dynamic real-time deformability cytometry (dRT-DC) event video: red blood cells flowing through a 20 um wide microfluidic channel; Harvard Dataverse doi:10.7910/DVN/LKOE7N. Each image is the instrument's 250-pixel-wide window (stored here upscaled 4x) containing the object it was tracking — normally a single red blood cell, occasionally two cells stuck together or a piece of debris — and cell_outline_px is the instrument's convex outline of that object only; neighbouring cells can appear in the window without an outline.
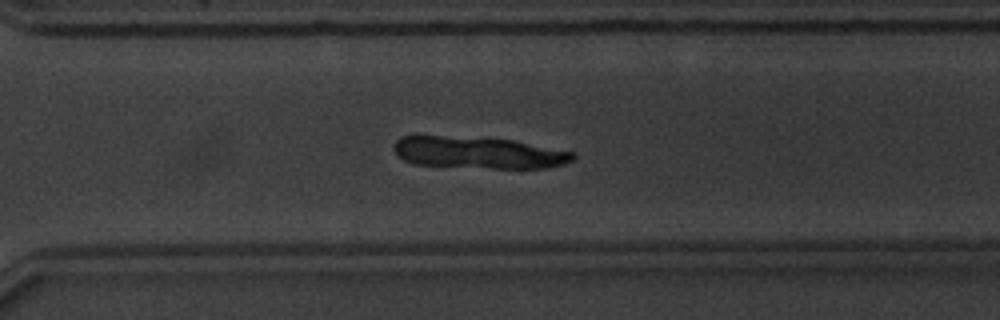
{"species": "common noctule bat (a hibernating species)", "species_latin": "Nyctalus noctula", "temperature_condition": "warm", "stored_images_in_passage": 36, "camera_frame_rate_fps": 3000, "um_per_image_px": 0.085, "animal": {"sex": "male", "body_mass_g": 20.1, "forearm_length_mm": 53.5}, "frame": {"image": 1, "passage_image": 22, "time_ms": 7.0, "image_size_px": [1000, 320], "cell_outline_px": [[576, 156], [572, 160], [564, 164], [548, 168], [492, 168], [412, 164], [404, 160], [396, 152], [396, 140], [400, 136], [440, 136], [512, 140], [576, 152]], "centroid_in_image_um": [40.73, 12.98], "position_along_channel_um": 329.9, "area_um2": 32.83}}